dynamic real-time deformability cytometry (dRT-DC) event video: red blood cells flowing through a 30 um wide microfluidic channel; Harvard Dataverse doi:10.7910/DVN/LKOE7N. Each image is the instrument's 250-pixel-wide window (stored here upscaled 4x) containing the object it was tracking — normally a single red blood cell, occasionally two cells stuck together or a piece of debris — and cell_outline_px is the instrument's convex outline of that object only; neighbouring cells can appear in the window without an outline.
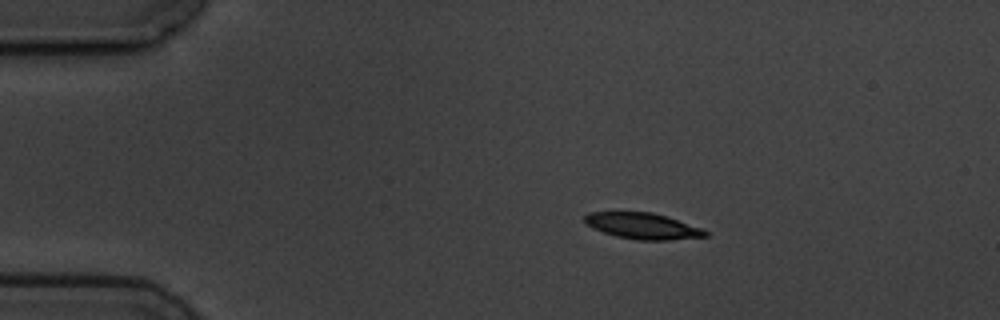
{"species": "common noctule bat (a hibernating species)", "species_latin": "Nyctalus noctula", "temperature_condition": "cold", "stored_images_in_passage": 4, "camera_frame_rate_fps": 3000, "um_per_image_px": 0.085, "animal": {"sex": "male", "body_mass_g": 19.5, "forearm_length_mm": 54.6}, "frame": {"image": 1, "passage_image": 2, "time_ms": 2.333, "image_size_px": [1000, 320], "cell_outline_px": [[708, 236], [668, 240], [636, 240], [616, 236], [592, 228], [584, 220], [584, 216], [588, 212], [652, 212], [668, 216], [704, 228], [708, 232]], "centroid_in_image_um": [54.67, 19.2], "position_along_channel_um": 30.3, "area_um2": 18.5}}